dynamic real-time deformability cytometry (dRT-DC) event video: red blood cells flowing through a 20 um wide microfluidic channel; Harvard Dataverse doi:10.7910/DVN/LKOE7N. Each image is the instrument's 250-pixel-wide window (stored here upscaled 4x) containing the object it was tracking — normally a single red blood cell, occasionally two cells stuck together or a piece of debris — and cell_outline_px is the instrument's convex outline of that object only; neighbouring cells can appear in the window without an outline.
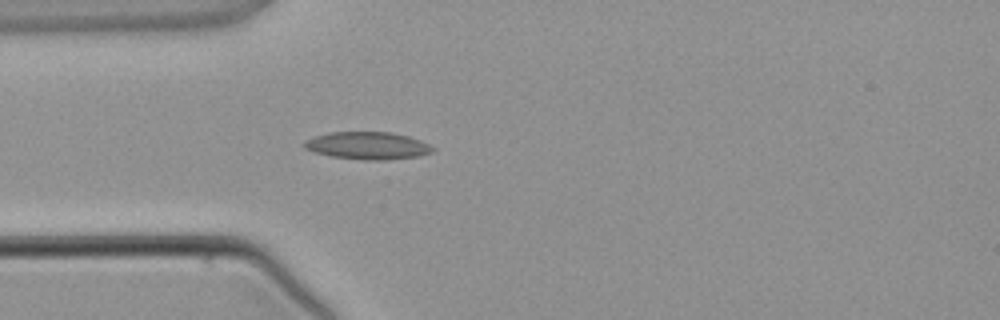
{"species": "common noctule bat (a hibernating species)", "species_latin": "Nyctalus noctula", "temperature_condition": "warm", "stored_images_in_passage": 3, "camera_frame_rate_fps": 3000, "um_per_image_px": 0.085, "animal": {"sex": "male", "body_mass_g": 21.5, "forearm_length_mm": 52.0}, "frame": {"image": 1, "passage_image": 3, "time_ms": 2.333, "image_size_px": [1000, 320], "cell_outline_px": [[436, 148], [432, 152], [416, 156], [384, 160], [364, 160], [332, 156], [316, 152], [304, 148], [300, 144], [304, 140], [328, 132], [392, 132], [408, 136], [420, 140]], "centroid_in_image_um": [31.22, 12.37], "position_along_channel_um": 53.8, "area_um2": 20.52}}